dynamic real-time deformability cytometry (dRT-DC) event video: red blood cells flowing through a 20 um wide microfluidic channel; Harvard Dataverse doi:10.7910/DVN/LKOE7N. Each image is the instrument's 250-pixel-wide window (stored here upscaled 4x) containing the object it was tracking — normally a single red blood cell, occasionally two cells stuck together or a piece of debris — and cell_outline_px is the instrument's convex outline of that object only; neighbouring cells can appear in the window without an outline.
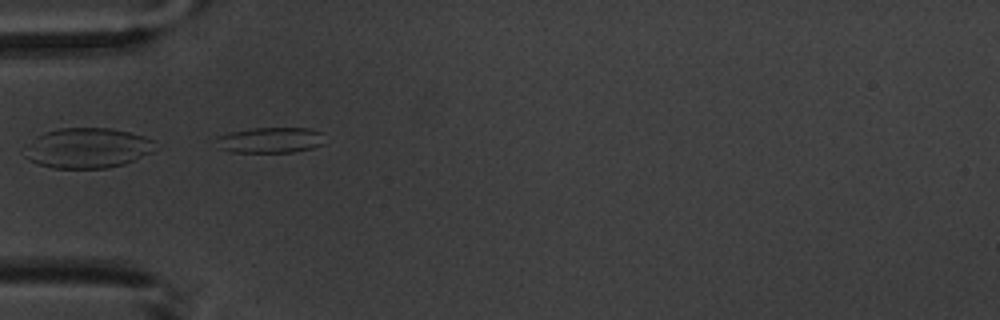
{"species": "common noctule bat (a hibernating species)", "species_latin": "Nyctalus noctula", "temperature_condition": "warm", "stored_images_in_passage": 6, "camera_frame_rate_fps": 3000, "um_per_image_px": 0.085, "animal": {"sex": "male", "body_mass_g": 20.1, "forearm_length_mm": 53.5}, "frame": {"image": 1, "passage_image": 5, "time_ms": 5.667, "image_size_px": [1000, 320], "cell_outline_px": [[324, 144], [312, 148], [292, 152], [232, 152], [216, 148], [216, 136], [228, 132], [252, 128], [308, 128], [324, 132]], "centroid_in_image_um": [22.96, 11.9], "position_along_channel_um": 62.0, "area_um2": 16.59}}